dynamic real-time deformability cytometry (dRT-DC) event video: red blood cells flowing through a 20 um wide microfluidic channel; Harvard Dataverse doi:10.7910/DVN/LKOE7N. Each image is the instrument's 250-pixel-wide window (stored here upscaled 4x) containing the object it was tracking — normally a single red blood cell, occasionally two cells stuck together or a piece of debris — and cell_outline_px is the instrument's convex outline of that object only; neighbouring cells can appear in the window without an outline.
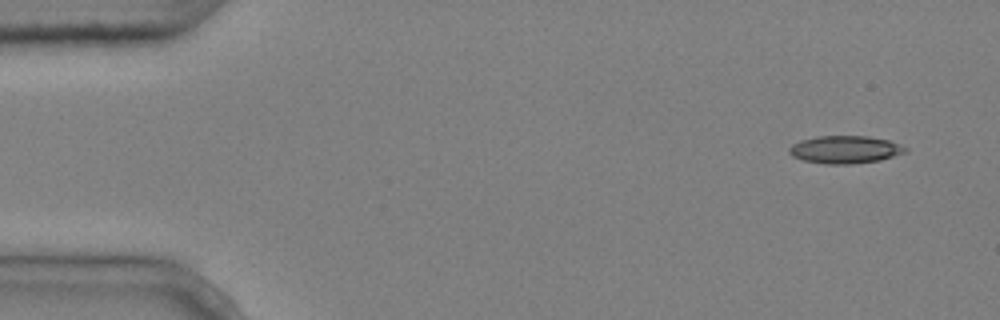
{"species": "common noctule bat (a hibernating species)", "species_latin": "Nyctalus noctula", "temperature_condition": "cold", "stored_images_in_passage": 6, "camera_frame_rate_fps": 3000, "um_per_image_px": 0.085, "animal": {"sex": "male", "body_mass_g": 20.4}, "frame": {"image": 1, "passage_image": 1, "time_ms": 0.0, "image_size_px": [1000, 320], "cell_outline_px": [[908, 152], [880, 160], [852, 164], [824, 164], [804, 160], [792, 156], [788, 152], [788, 148], [792, 144], [800, 140], [816, 136], [868, 136], [888, 140], [908, 148]], "centroid_in_image_um": [71.82, 12.71], "position_along_channel_um": 13.2, "area_um2": 18.84}}
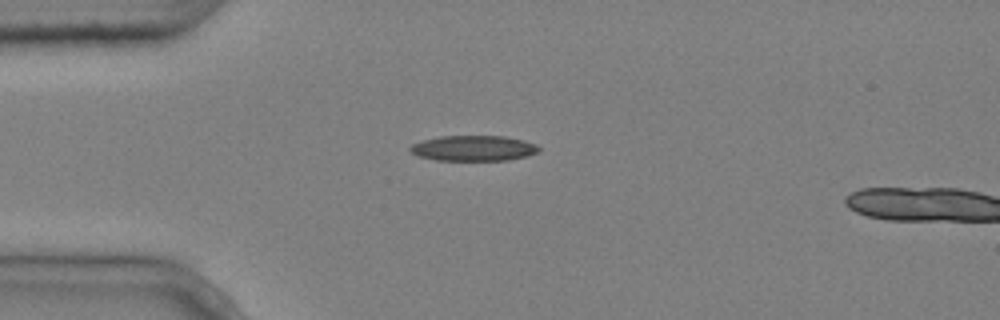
{"frame": {"image": 2, "passage_image": 4, "time_ms": 1.0, "image_size_px": [1000, 320], "cell_outline_px": [[540, 152], [528, 156], [508, 160], [436, 160], [420, 156], [412, 152], [408, 148], [412, 144], [420, 140], [440, 136], [504, 136], [524, 140], [536, 144], [540, 148]], "centroid_in_image_um": [40.28, 12.59], "position_along_channel_um": 44.7, "area_um2": 19.19}}
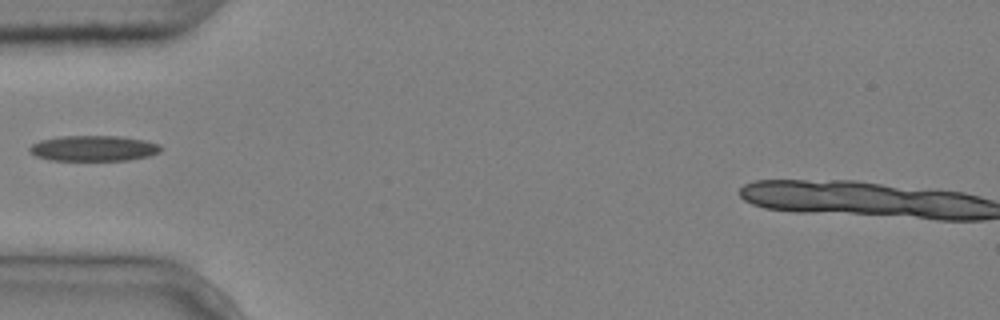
{"frame": {"image": 3, "passage_image": 5, "time_ms": 1.333, "image_size_px": [1000, 320], "cell_outline_px": [[160, 152], [148, 156], [128, 160], [48, 160], [36, 156], [28, 152], [28, 148], [32, 144], [40, 140], [60, 136], [120, 136], [144, 140], [160, 144]], "centroid_in_image_um": [7.92, 12.6], "position_along_channel_um": 77.1, "area_um2": 19.59}}